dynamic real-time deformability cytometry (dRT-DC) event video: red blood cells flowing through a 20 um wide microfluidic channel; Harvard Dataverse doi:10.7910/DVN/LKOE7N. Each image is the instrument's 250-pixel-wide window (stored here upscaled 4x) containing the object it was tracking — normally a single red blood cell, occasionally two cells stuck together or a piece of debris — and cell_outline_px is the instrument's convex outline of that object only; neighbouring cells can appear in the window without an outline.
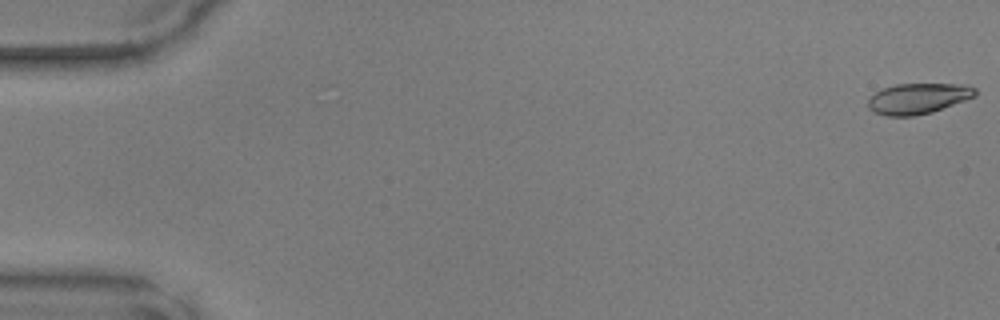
{"species": "common noctule bat (a hibernating species)", "species_latin": "Nyctalus noctula", "temperature_condition": "warm", "stored_images_in_passage": 16, "camera_frame_rate_fps": 3000, "um_per_image_px": 0.085, "animal": {"sex": "male", "body_mass_g": 17.9, "forearm_length_mm": 54.2}, "frame": {"image": 1, "passage_image": 1, "time_ms": 0.0, "image_size_px": [1000, 320], "cell_outline_px": [[976, 96], [932, 112], [912, 116], [888, 116], [876, 112], [868, 108], [868, 100], [876, 92], [884, 88], [896, 84], [968, 84], [976, 88]], "centroid_in_image_um": [78.07, 8.36], "position_along_channel_um": 6.9, "area_um2": 19.02}}
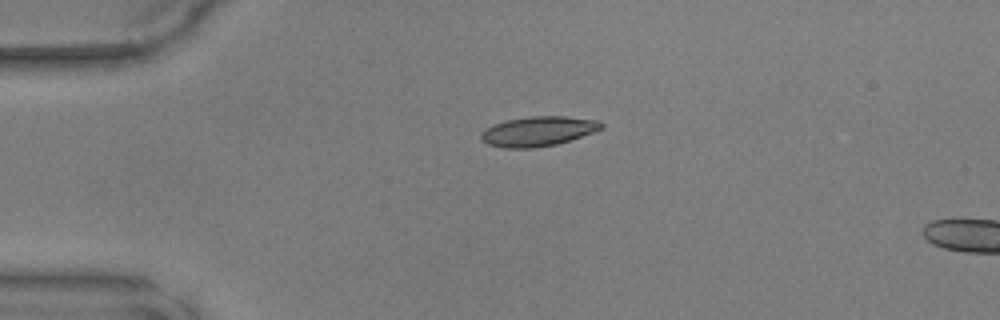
{"frame": {"image": 2, "passage_image": 12, "time_ms": 3.667, "image_size_px": [1000, 320], "cell_outline_px": [[604, 128], [556, 144], [532, 148], [504, 148], [488, 144], [480, 140], [480, 132], [496, 124], [508, 120], [532, 116], [564, 116], [600, 120], [604, 124]], "centroid_in_image_um": [45.74, 11.16], "position_along_channel_um": 39.3, "area_um2": 20.63}}